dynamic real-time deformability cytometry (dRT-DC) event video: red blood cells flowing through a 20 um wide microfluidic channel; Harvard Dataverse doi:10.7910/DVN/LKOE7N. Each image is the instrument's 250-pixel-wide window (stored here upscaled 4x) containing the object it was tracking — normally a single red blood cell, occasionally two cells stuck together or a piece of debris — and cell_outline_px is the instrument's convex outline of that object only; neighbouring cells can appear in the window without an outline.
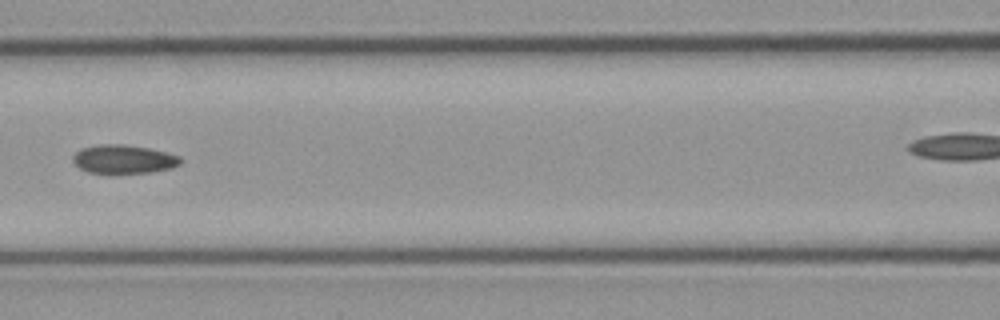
{"species": "common noctule bat (a hibernating species)", "species_latin": "Nyctalus noctula", "temperature_condition": "cold", "stored_images_in_passage": 6, "segment_of_instrument_passage": [1, 2], "camera_frame_rate_fps": 3000, "um_per_image_px": 0.085, "animal": {"sex": "male", "body_mass_g": 23.1, "forearm_length_mm": 52.7}, "frame": {"image": 1, "passage_image": 5, "time_ms": 1.333, "image_size_px": [1000, 320], "cell_outline_px": [[184, 160], [180, 164], [172, 168], [152, 172], [88, 172], [80, 168], [72, 160], [72, 156], [80, 148], [100, 144], [124, 144], [148, 148], [180, 156]], "centroid_in_image_um": [10.52, 13.51], "position_along_channel_um": 156.1, "area_um2": 17.8}}